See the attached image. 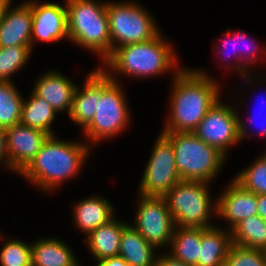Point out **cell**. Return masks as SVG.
I'll return each instance as SVG.
<instances>
[{
	"label": "cell",
	"instance_id": "cell-1",
	"mask_svg": "<svg viewBox=\"0 0 266 266\" xmlns=\"http://www.w3.org/2000/svg\"><path fill=\"white\" fill-rule=\"evenodd\" d=\"M207 71L184 66L171 77L169 114L160 133L193 132L208 110L222 98V84Z\"/></svg>",
	"mask_w": 266,
	"mask_h": 266
},
{
	"label": "cell",
	"instance_id": "cell-2",
	"mask_svg": "<svg viewBox=\"0 0 266 266\" xmlns=\"http://www.w3.org/2000/svg\"><path fill=\"white\" fill-rule=\"evenodd\" d=\"M49 136L32 162L19 174L42 193L59 190L66 181L79 176L94 151L84 140H60ZM86 162V163H85Z\"/></svg>",
	"mask_w": 266,
	"mask_h": 266
},
{
	"label": "cell",
	"instance_id": "cell-3",
	"mask_svg": "<svg viewBox=\"0 0 266 266\" xmlns=\"http://www.w3.org/2000/svg\"><path fill=\"white\" fill-rule=\"evenodd\" d=\"M162 32L151 40L115 48L98 66L119 83L118 76L136 80L156 78L166 73L175 76L183 66L179 63L173 43Z\"/></svg>",
	"mask_w": 266,
	"mask_h": 266
},
{
	"label": "cell",
	"instance_id": "cell-4",
	"mask_svg": "<svg viewBox=\"0 0 266 266\" xmlns=\"http://www.w3.org/2000/svg\"><path fill=\"white\" fill-rule=\"evenodd\" d=\"M64 2L67 8L68 41L95 54L101 64L111 54L107 0Z\"/></svg>",
	"mask_w": 266,
	"mask_h": 266
},
{
	"label": "cell",
	"instance_id": "cell-5",
	"mask_svg": "<svg viewBox=\"0 0 266 266\" xmlns=\"http://www.w3.org/2000/svg\"><path fill=\"white\" fill-rule=\"evenodd\" d=\"M122 86L121 82L113 81L102 70V96L97 97L96 112L92 121L81 130L83 140L93 150L99 142L112 140L126 132L132 123L129 98Z\"/></svg>",
	"mask_w": 266,
	"mask_h": 266
},
{
	"label": "cell",
	"instance_id": "cell-6",
	"mask_svg": "<svg viewBox=\"0 0 266 266\" xmlns=\"http://www.w3.org/2000/svg\"><path fill=\"white\" fill-rule=\"evenodd\" d=\"M174 148L175 165L181 180L215 182L227 157L204 143L193 132L162 133Z\"/></svg>",
	"mask_w": 266,
	"mask_h": 266
},
{
	"label": "cell",
	"instance_id": "cell-7",
	"mask_svg": "<svg viewBox=\"0 0 266 266\" xmlns=\"http://www.w3.org/2000/svg\"><path fill=\"white\" fill-rule=\"evenodd\" d=\"M211 184L181 180L163 198L174 219L175 226L209 228L217 225V196H211Z\"/></svg>",
	"mask_w": 266,
	"mask_h": 266
},
{
	"label": "cell",
	"instance_id": "cell-8",
	"mask_svg": "<svg viewBox=\"0 0 266 266\" xmlns=\"http://www.w3.org/2000/svg\"><path fill=\"white\" fill-rule=\"evenodd\" d=\"M111 52L123 45L151 40L162 30L149 9L133 0L107 1Z\"/></svg>",
	"mask_w": 266,
	"mask_h": 266
},
{
	"label": "cell",
	"instance_id": "cell-9",
	"mask_svg": "<svg viewBox=\"0 0 266 266\" xmlns=\"http://www.w3.org/2000/svg\"><path fill=\"white\" fill-rule=\"evenodd\" d=\"M230 95H234L235 97L233 99L236 98L235 100L237 102L240 101L238 104L237 102L234 104L236 107L233 103L231 104L229 101L228 103L223 102V100H221L222 98H220L217 103L208 110L204 119L193 131L204 143L215 147L227 158V153L231 151L230 148L236 145L238 146V143H241L237 108L240 107L239 109H242V106H245L243 105V101L245 100L243 97H247V94L244 93L242 89L238 95L237 93H231Z\"/></svg>",
	"mask_w": 266,
	"mask_h": 266
},
{
	"label": "cell",
	"instance_id": "cell-10",
	"mask_svg": "<svg viewBox=\"0 0 266 266\" xmlns=\"http://www.w3.org/2000/svg\"><path fill=\"white\" fill-rule=\"evenodd\" d=\"M138 185L139 195L163 197L181 181L175 165L174 148L162 134L157 135Z\"/></svg>",
	"mask_w": 266,
	"mask_h": 266
},
{
	"label": "cell",
	"instance_id": "cell-11",
	"mask_svg": "<svg viewBox=\"0 0 266 266\" xmlns=\"http://www.w3.org/2000/svg\"><path fill=\"white\" fill-rule=\"evenodd\" d=\"M133 222H129L143 238L158 250H167L175 222L163 197L137 196Z\"/></svg>",
	"mask_w": 266,
	"mask_h": 266
},
{
	"label": "cell",
	"instance_id": "cell-12",
	"mask_svg": "<svg viewBox=\"0 0 266 266\" xmlns=\"http://www.w3.org/2000/svg\"><path fill=\"white\" fill-rule=\"evenodd\" d=\"M61 40L68 41L67 8L51 1L32 0L31 46L39 42L54 44Z\"/></svg>",
	"mask_w": 266,
	"mask_h": 266
},
{
	"label": "cell",
	"instance_id": "cell-13",
	"mask_svg": "<svg viewBox=\"0 0 266 266\" xmlns=\"http://www.w3.org/2000/svg\"><path fill=\"white\" fill-rule=\"evenodd\" d=\"M9 170L19 175L36 157L50 136L21 123L5 129Z\"/></svg>",
	"mask_w": 266,
	"mask_h": 266
},
{
	"label": "cell",
	"instance_id": "cell-14",
	"mask_svg": "<svg viewBox=\"0 0 266 266\" xmlns=\"http://www.w3.org/2000/svg\"><path fill=\"white\" fill-rule=\"evenodd\" d=\"M36 78L32 91L47 101L57 114L66 113L68 116L78 84L56 68L42 72Z\"/></svg>",
	"mask_w": 266,
	"mask_h": 266
},
{
	"label": "cell",
	"instance_id": "cell-15",
	"mask_svg": "<svg viewBox=\"0 0 266 266\" xmlns=\"http://www.w3.org/2000/svg\"><path fill=\"white\" fill-rule=\"evenodd\" d=\"M217 197V218L224 220L231 230L240 221L257 215V195L243 189L233 179Z\"/></svg>",
	"mask_w": 266,
	"mask_h": 266
},
{
	"label": "cell",
	"instance_id": "cell-16",
	"mask_svg": "<svg viewBox=\"0 0 266 266\" xmlns=\"http://www.w3.org/2000/svg\"><path fill=\"white\" fill-rule=\"evenodd\" d=\"M7 6L0 20V47L31 46L32 0Z\"/></svg>",
	"mask_w": 266,
	"mask_h": 266
},
{
	"label": "cell",
	"instance_id": "cell-17",
	"mask_svg": "<svg viewBox=\"0 0 266 266\" xmlns=\"http://www.w3.org/2000/svg\"><path fill=\"white\" fill-rule=\"evenodd\" d=\"M85 77L83 85H77L72 107L67 116L82 130L92 121L96 112L97 97L102 96V69L95 67L88 71Z\"/></svg>",
	"mask_w": 266,
	"mask_h": 266
},
{
	"label": "cell",
	"instance_id": "cell-18",
	"mask_svg": "<svg viewBox=\"0 0 266 266\" xmlns=\"http://www.w3.org/2000/svg\"><path fill=\"white\" fill-rule=\"evenodd\" d=\"M73 225L86 237L99 226L109 222L115 214V205L111 201L97 194L84 197L73 203Z\"/></svg>",
	"mask_w": 266,
	"mask_h": 266
},
{
	"label": "cell",
	"instance_id": "cell-19",
	"mask_svg": "<svg viewBox=\"0 0 266 266\" xmlns=\"http://www.w3.org/2000/svg\"><path fill=\"white\" fill-rule=\"evenodd\" d=\"M114 217L84 237V243L96 264L98 261L117 256L124 227L129 223Z\"/></svg>",
	"mask_w": 266,
	"mask_h": 266
},
{
	"label": "cell",
	"instance_id": "cell-20",
	"mask_svg": "<svg viewBox=\"0 0 266 266\" xmlns=\"http://www.w3.org/2000/svg\"><path fill=\"white\" fill-rule=\"evenodd\" d=\"M32 266H75L79 259L63 238L39 237L32 240Z\"/></svg>",
	"mask_w": 266,
	"mask_h": 266
},
{
	"label": "cell",
	"instance_id": "cell-21",
	"mask_svg": "<svg viewBox=\"0 0 266 266\" xmlns=\"http://www.w3.org/2000/svg\"><path fill=\"white\" fill-rule=\"evenodd\" d=\"M231 245L230 230L219 224L202 228L200 259L196 266H223Z\"/></svg>",
	"mask_w": 266,
	"mask_h": 266
},
{
	"label": "cell",
	"instance_id": "cell-22",
	"mask_svg": "<svg viewBox=\"0 0 266 266\" xmlns=\"http://www.w3.org/2000/svg\"><path fill=\"white\" fill-rule=\"evenodd\" d=\"M226 31L227 32H224L226 34H223L224 37L222 39L218 40V42H216L215 45L214 44L212 45V47H215V48H213L215 50V51L213 50V52L218 54L217 57H220V61H221V57L223 59L221 61V63L219 64V67H221L222 69H224L226 71L228 70V71H231L234 74L238 75V78L240 77L241 80L244 81L245 85L249 84L251 86L250 89H252V87H254L256 84L257 85L264 84V83L266 84V73L263 72L264 73L263 74L262 69H261V72L259 74H258V72H255V74L249 73L240 64V61L237 59L236 31L231 30L229 27L227 28ZM228 48H229V50H228ZM230 48H231V50H230ZM219 55H221V56H219ZM256 80H258V81H256Z\"/></svg>",
	"mask_w": 266,
	"mask_h": 266
},
{
	"label": "cell",
	"instance_id": "cell-23",
	"mask_svg": "<svg viewBox=\"0 0 266 266\" xmlns=\"http://www.w3.org/2000/svg\"><path fill=\"white\" fill-rule=\"evenodd\" d=\"M158 249L148 243L129 223L124 227L119 254L132 266H155Z\"/></svg>",
	"mask_w": 266,
	"mask_h": 266
},
{
	"label": "cell",
	"instance_id": "cell-24",
	"mask_svg": "<svg viewBox=\"0 0 266 266\" xmlns=\"http://www.w3.org/2000/svg\"><path fill=\"white\" fill-rule=\"evenodd\" d=\"M30 96L23 99L20 123L35 129H39L50 136L57 135L53 129L57 117L55 110L47 101L38 97L33 91Z\"/></svg>",
	"mask_w": 266,
	"mask_h": 266
},
{
	"label": "cell",
	"instance_id": "cell-25",
	"mask_svg": "<svg viewBox=\"0 0 266 266\" xmlns=\"http://www.w3.org/2000/svg\"><path fill=\"white\" fill-rule=\"evenodd\" d=\"M202 228L176 226L166 252L172 257L191 266H196L200 259Z\"/></svg>",
	"mask_w": 266,
	"mask_h": 266
},
{
	"label": "cell",
	"instance_id": "cell-26",
	"mask_svg": "<svg viewBox=\"0 0 266 266\" xmlns=\"http://www.w3.org/2000/svg\"><path fill=\"white\" fill-rule=\"evenodd\" d=\"M230 231L233 244L266 251V222L260 216L244 219Z\"/></svg>",
	"mask_w": 266,
	"mask_h": 266
},
{
	"label": "cell",
	"instance_id": "cell-27",
	"mask_svg": "<svg viewBox=\"0 0 266 266\" xmlns=\"http://www.w3.org/2000/svg\"><path fill=\"white\" fill-rule=\"evenodd\" d=\"M12 81L0 80V127L10 128L21 121L23 96Z\"/></svg>",
	"mask_w": 266,
	"mask_h": 266
},
{
	"label": "cell",
	"instance_id": "cell-28",
	"mask_svg": "<svg viewBox=\"0 0 266 266\" xmlns=\"http://www.w3.org/2000/svg\"><path fill=\"white\" fill-rule=\"evenodd\" d=\"M238 173V174H237ZM233 176V180L243 189L256 195H266V152L262 151L248 166Z\"/></svg>",
	"mask_w": 266,
	"mask_h": 266
},
{
	"label": "cell",
	"instance_id": "cell-29",
	"mask_svg": "<svg viewBox=\"0 0 266 266\" xmlns=\"http://www.w3.org/2000/svg\"><path fill=\"white\" fill-rule=\"evenodd\" d=\"M257 40L251 39L247 36V33L242 30L236 31V45H237V59L240 64L249 72L259 73V68L257 65L266 62V42L263 45L261 42H256ZM262 45H261V44ZM244 44V45H243ZM263 54V56H262ZM262 58V59H261ZM264 59V60H263ZM261 61V63H260ZM256 64V65H255ZM257 67V68H255ZM252 68V69H251ZM255 68V69H253ZM258 69V70H256ZM251 70V71H250ZM253 70V71H252Z\"/></svg>",
	"mask_w": 266,
	"mask_h": 266
},
{
	"label": "cell",
	"instance_id": "cell-30",
	"mask_svg": "<svg viewBox=\"0 0 266 266\" xmlns=\"http://www.w3.org/2000/svg\"><path fill=\"white\" fill-rule=\"evenodd\" d=\"M33 52L32 46L0 47V80L14 82V74L29 63Z\"/></svg>",
	"mask_w": 266,
	"mask_h": 266
},
{
	"label": "cell",
	"instance_id": "cell-31",
	"mask_svg": "<svg viewBox=\"0 0 266 266\" xmlns=\"http://www.w3.org/2000/svg\"><path fill=\"white\" fill-rule=\"evenodd\" d=\"M4 242L0 249L1 266H32V241L10 238Z\"/></svg>",
	"mask_w": 266,
	"mask_h": 266
},
{
	"label": "cell",
	"instance_id": "cell-32",
	"mask_svg": "<svg viewBox=\"0 0 266 266\" xmlns=\"http://www.w3.org/2000/svg\"><path fill=\"white\" fill-rule=\"evenodd\" d=\"M223 266H266V251L232 243Z\"/></svg>",
	"mask_w": 266,
	"mask_h": 266
},
{
	"label": "cell",
	"instance_id": "cell-33",
	"mask_svg": "<svg viewBox=\"0 0 266 266\" xmlns=\"http://www.w3.org/2000/svg\"><path fill=\"white\" fill-rule=\"evenodd\" d=\"M240 110L238 111V120H239V136H240V141H241V143L243 142V140L245 139V140H247V138H250V135L252 136L254 133V135H258V136H260L262 139L264 138H266V114L265 115H263L262 113H257L258 115L256 116L255 114L256 113H251L248 117H249V123H251V121H252V123L254 124V127H256L257 126V124H258V129H256L257 130V132L255 131V132H253V130H254V127L253 128H251V126H249L248 124H247V122H245L244 120H245V118L244 117H242L241 115H240ZM257 119H256V118ZM243 118V119H242ZM255 119H256V121H255ZM260 120V121H259ZM256 123V124H255ZM256 127V128H257ZM252 131V132H251Z\"/></svg>",
	"mask_w": 266,
	"mask_h": 266
},
{
	"label": "cell",
	"instance_id": "cell-34",
	"mask_svg": "<svg viewBox=\"0 0 266 266\" xmlns=\"http://www.w3.org/2000/svg\"><path fill=\"white\" fill-rule=\"evenodd\" d=\"M158 251L155 266H191L172 257L168 252Z\"/></svg>",
	"mask_w": 266,
	"mask_h": 266
},
{
	"label": "cell",
	"instance_id": "cell-35",
	"mask_svg": "<svg viewBox=\"0 0 266 266\" xmlns=\"http://www.w3.org/2000/svg\"><path fill=\"white\" fill-rule=\"evenodd\" d=\"M5 167L9 171V163L6 150V133L5 129L0 127V167Z\"/></svg>",
	"mask_w": 266,
	"mask_h": 266
},
{
	"label": "cell",
	"instance_id": "cell-36",
	"mask_svg": "<svg viewBox=\"0 0 266 266\" xmlns=\"http://www.w3.org/2000/svg\"><path fill=\"white\" fill-rule=\"evenodd\" d=\"M95 266H132L120 255L104 258L96 263Z\"/></svg>",
	"mask_w": 266,
	"mask_h": 266
},
{
	"label": "cell",
	"instance_id": "cell-37",
	"mask_svg": "<svg viewBox=\"0 0 266 266\" xmlns=\"http://www.w3.org/2000/svg\"><path fill=\"white\" fill-rule=\"evenodd\" d=\"M257 215L260 216L266 222V195H257Z\"/></svg>",
	"mask_w": 266,
	"mask_h": 266
},
{
	"label": "cell",
	"instance_id": "cell-38",
	"mask_svg": "<svg viewBox=\"0 0 266 266\" xmlns=\"http://www.w3.org/2000/svg\"><path fill=\"white\" fill-rule=\"evenodd\" d=\"M13 0H0V20L3 17L5 10L7 9V6L12 2Z\"/></svg>",
	"mask_w": 266,
	"mask_h": 266
},
{
	"label": "cell",
	"instance_id": "cell-39",
	"mask_svg": "<svg viewBox=\"0 0 266 266\" xmlns=\"http://www.w3.org/2000/svg\"><path fill=\"white\" fill-rule=\"evenodd\" d=\"M263 95H264V94H262V95L260 96V97H261V98H260V99H261L260 101L262 102V105H264L263 107H265V106H266V97L264 98ZM263 99H264V100H263ZM257 104H258V103H257ZM258 105H259V104H258ZM262 105H259V106H258L259 109H260V110H259V113L264 114V113H265L264 111H265L266 109L264 110V108L262 107ZM260 106H261V108H263V109H261ZM252 110H253V109H252ZM252 113H254V112H252ZM265 114H266V113H265Z\"/></svg>",
	"mask_w": 266,
	"mask_h": 266
},
{
	"label": "cell",
	"instance_id": "cell-40",
	"mask_svg": "<svg viewBox=\"0 0 266 266\" xmlns=\"http://www.w3.org/2000/svg\"><path fill=\"white\" fill-rule=\"evenodd\" d=\"M1 232H2V231L0 230V240H2V239L4 240V237H3L4 234L1 233Z\"/></svg>",
	"mask_w": 266,
	"mask_h": 266
},
{
	"label": "cell",
	"instance_id": "cell-41",
	"mask_svg": "<svg viewBox=\"0 0 266 266\" xmlns=\"http://www.w3.org/2000/svg\"><path fill=\"white\" fill-rule=\"evenodd\" d=\"M80 262L81 260L75 266H82Z\"/></svg>",
	"mask_w": 266,
	"mask_h": 266
}]
</instances>
